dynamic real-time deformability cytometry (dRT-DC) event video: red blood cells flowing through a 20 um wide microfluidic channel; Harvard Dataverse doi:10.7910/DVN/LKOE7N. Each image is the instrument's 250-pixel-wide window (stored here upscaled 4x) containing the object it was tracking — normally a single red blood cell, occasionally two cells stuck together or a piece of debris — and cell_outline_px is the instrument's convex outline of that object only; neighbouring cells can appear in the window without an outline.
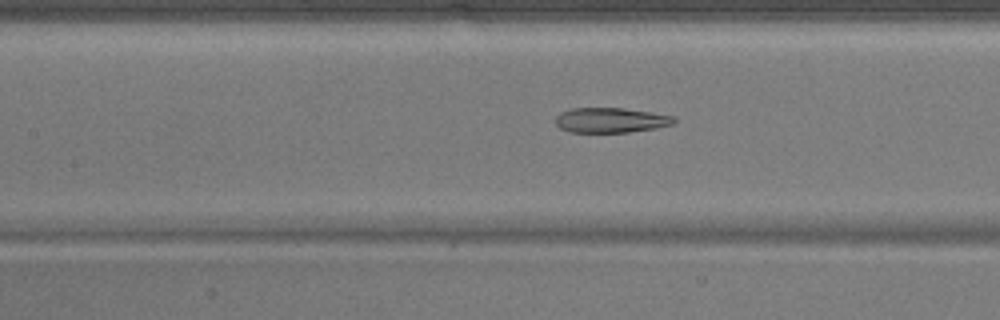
{"species": "common noctule bat (a hibernating species)", "species_latin": "Nyctalus noctula", "temperature_condition": "warm", "stored_images_in_passage": 35, "camera_frame_rate_fps": 3000, "um_per_image_px": 0.085, "animal": {"sex": "male", "body_mass_g": 17.9}, "frame": {"image": 1, "passage_image": 8, "time_ms": 2.333, "image_size_px": [1000, 320], "cell_outline_px": [[676, 124], [656, 128], [628, 132], [568, 132], [560, 128], [556, 124], [556, 116], [560, 112], [572, 108], [624, 108], [676, 116]], "centroid_in_image_um": [51.94, 10.21], "position_along_channel_um": 155.5, "area_um2": 17.4}}
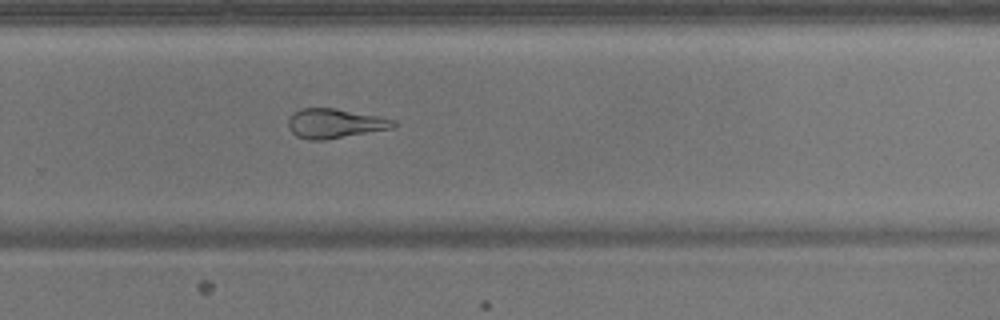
{"frame": {"image": 2, "passage_image": 19, "time_ms": 6.0, "image_size_px": [1000, 320], "cell_outline_px": [[396, 124], [392, 128], [324, 140], [312, 140], [296, 136], [288, 128], [288, 120], [292, 112], [300, 108], [332, 108], [380, 116], [396, 120]], "centroid_in_image_um": [28.43, 10.48], "position_along_channel_um": 301.4, "area_um2": 18.03}}
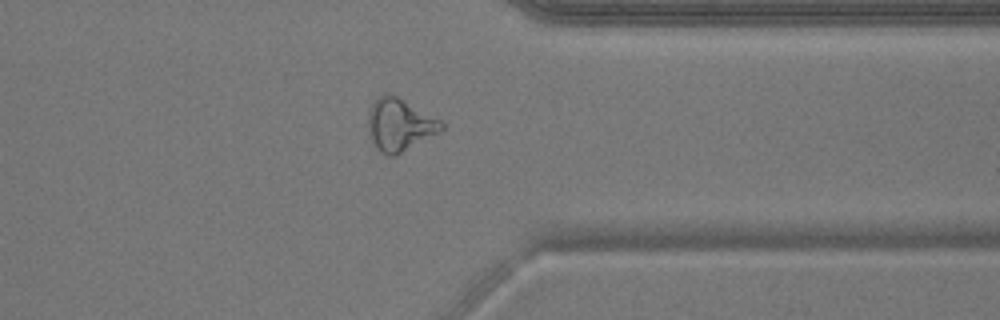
{"frame": {"image": 3, "passage_image": 25, "time_ms": 8.0, "image_size_px": [1000, 320], "cell_outline_px": [[444, 128], [440, 132], [396, 156], [388, 156], [380, 152], [372, 144], [368, 128], [368, 116], [372, 104], [376, 96], [384, 92], [388, 92], [396, 96], [440, 120], [444, 124]], "centroid_in_image_um": [33.93, 10.62], "position_along_channel_um": 377.5, "area_um2": 22.48}}